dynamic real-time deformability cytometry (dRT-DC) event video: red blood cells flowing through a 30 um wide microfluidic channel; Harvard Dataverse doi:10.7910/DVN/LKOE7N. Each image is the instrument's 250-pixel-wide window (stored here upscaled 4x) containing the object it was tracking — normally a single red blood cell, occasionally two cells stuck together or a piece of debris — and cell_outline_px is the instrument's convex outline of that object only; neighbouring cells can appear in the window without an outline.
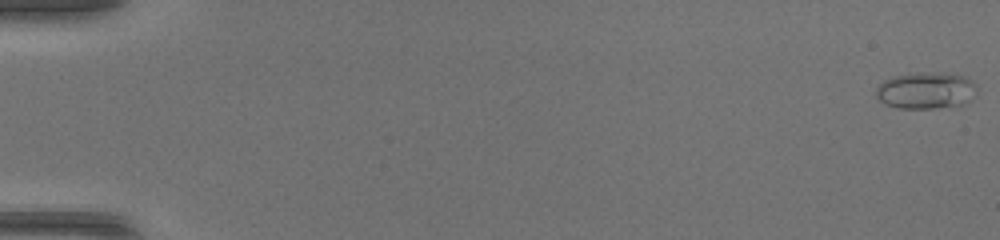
{"species": "common noctule bat (a hibernating species)", "species_latin": "Nyctalus noctula", "temperature_condition": "warm", "stored_images_in_passage": 48, "camera_frame_rate_fps": 3000, "um_per_image_px": 0.085, "animal": {"sex": "female", "body_mass_g": 17.0, "forearm_length_mm": 48.0}, "frame": {"image": 1, "passage_image": 1, "time_ms": 0.0, "image_size_px": [1000, 240], "cell_outline_px": [[976, 96], [972, 100], [964, 104], [936, 108], [896, 108], [884, 104], [876, 96], [876, 88], [884, 80], [892, 76], [916, 72], [964, 76], [972, 80], [976, 84]], "centroid_in_image_um": [78.7, 7.71], "position_along_channel_um": 6.3, "area_um2": 21.62}}
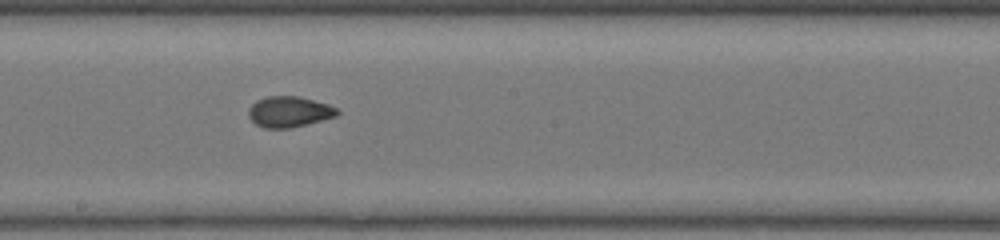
{"frame": {"image": 2, "passage_image": 28, "time_ms": 9.0, "image_size_px": [1000, 240], "cell_outline_px": [[340, 112], [336, 116], [288, 128], [264, 128], [256, 124], [248, 116], [248, 108], [256, 100], [268, 96], [296, 96], [328, 104], [336, 108]], "centroid_in_image_um": [24.53, 9.49], "position_along_channel_um": 223.7, "area_um2": 15.66}}
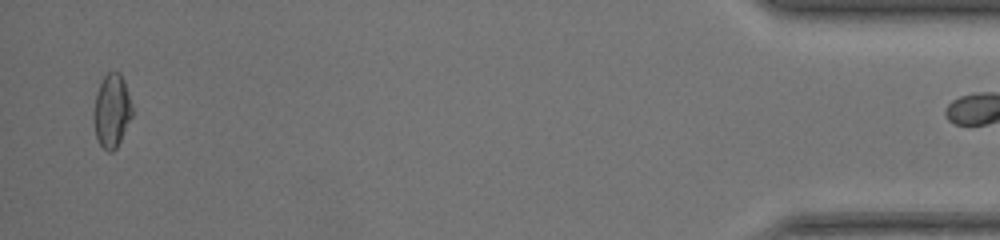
{"frame": {"image": 3, "passage_image": 47, "time_ms": 15.333, "image_size_px": [1000, 240], "cell_outline_px": [[132, 116], [116, 148], [112, 152], [108, 152], [100, 144], [96, 136], [92, 116], [96, 92], [104, 76], [108, 72], [120, 72], [124, 80], [132, 104]], "centroid_in_image_um": [9.49, 9.4], "position_along_channel_um": 425.7, "area_um2": 16.47}}